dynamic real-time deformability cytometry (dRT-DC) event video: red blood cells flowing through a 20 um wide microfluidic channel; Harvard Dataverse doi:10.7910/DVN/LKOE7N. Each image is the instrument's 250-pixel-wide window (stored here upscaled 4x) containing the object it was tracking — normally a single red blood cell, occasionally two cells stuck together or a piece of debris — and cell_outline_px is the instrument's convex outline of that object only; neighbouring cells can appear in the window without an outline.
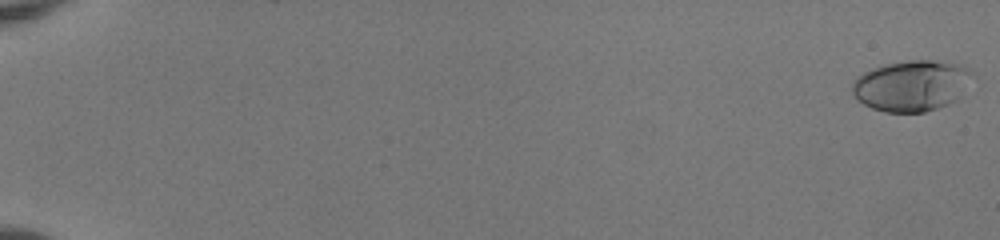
{"species": "human", "species_latin": "Homo sapiens", "temperature_condition": "room temperature", "stored_images_in_passage": 54, "camera_frame_rate_fps": 3000, "um_per_image_px": 0.085, "donor": {"sex": "female"}, "frame": {"image": 1, "passage_image": 1, "time_ms": 0.0, "image_size_px": [1000, 240], "cell_outline_px": [[972, 72], [956, 100], [948, 104], [924, 112], [884, 112], [872, 108], [864, 104], [852, 92], [852, 84], [864, 72], [872, 68], [884, 64], [908, 60], [932, 60], [964, 64]], "centroid_in_image_um": [77.46, 7.27], "position_along_channel_um": 7.5, "area_um2": 35.14}}
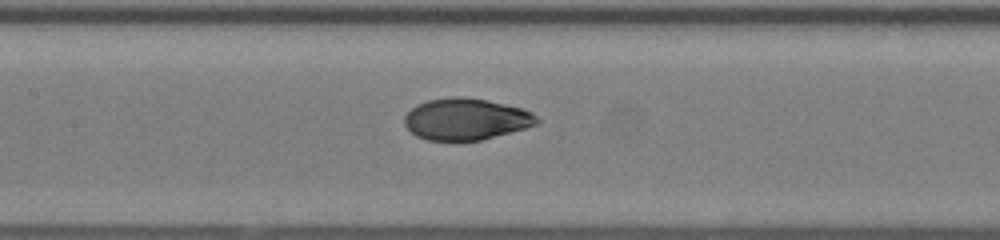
{"frame": {"image": 2, "passage_image": 29, "time_ms": 9.333, "image_size_px": [1000, 240], "cell_outline_px": [[540, 120], [536, 124], [524, 128], [480, 140], [428, 140], [416, 136], [404, 124], [404, 116], [416, 104], [428, 100], [452, 96], [464, 96], [488, 100], [524, 108], [532, 112]], "centroid_in_image_um": [39.6, 10.1], "position_along_channel_um": 167.8, "area_um2": 32.08}}
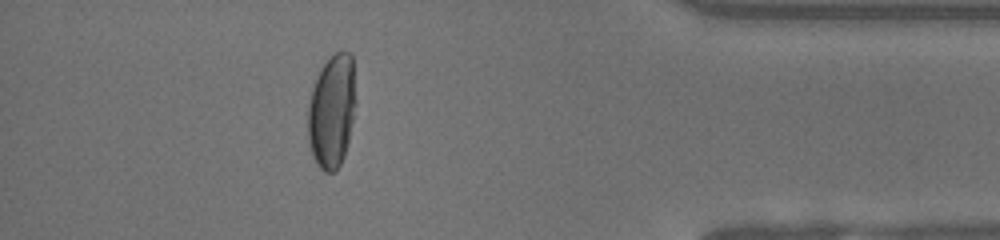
{"frame": {"image": 3, "passage_image": 49, "time_ms": 16.0, "image_size_px": [1000, 240], "cell_outline_px": [[356, 104], [348, 140], [344, 156], [336, 172], [324, 172], [316, 164], [312, 156], [308, 144], [308, 104], [312, 88], [320, 68], [340, 48], [348, 52], [352, 56], [356, 100]], "centroid_in_image_um": [28.2, 9.45], "position_along_channel_um": 407.0, "area_um2": 32.02}, "authors_computed_cell_mechanics": {"area_um2": 32.4836, "velocity_mm_per_s": 4.0355, "shape_relaxation_time_tau1_ms": 6.6778, "shape_relaxation_time_tau2_ms": null, "deformation_change_tau1": 0.2785, "deformation_change_tau2": null}}